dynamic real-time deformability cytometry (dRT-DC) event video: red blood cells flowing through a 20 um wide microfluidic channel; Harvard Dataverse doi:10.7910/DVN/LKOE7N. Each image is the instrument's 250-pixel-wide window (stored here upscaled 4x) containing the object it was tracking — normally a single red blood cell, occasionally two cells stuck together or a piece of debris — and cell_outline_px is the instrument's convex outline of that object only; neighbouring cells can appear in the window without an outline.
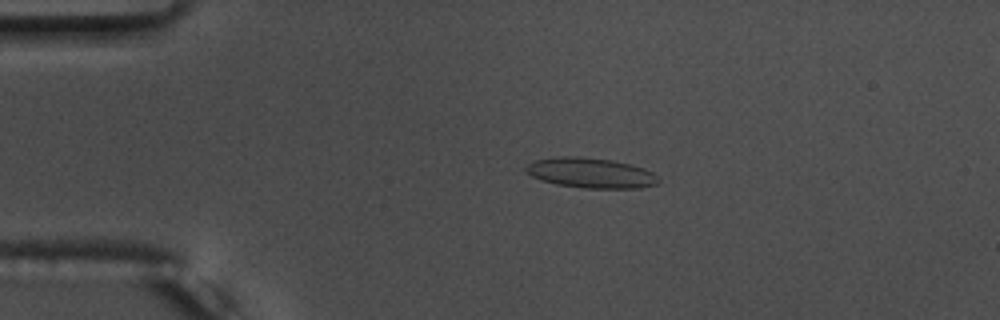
{"species": "common noctule bat (a hibernating species)", "species_latin": "Nyctalus noctula", "temperature_condition": "warm", "stored_images_in_passage": 27, "camera_frame_rate_fps": 3000, "um_per_image_px": 0.085, "animal": {"sex": "male", "body_mass_g": 17.5, "forearm_length_mm": 52.3}, "frame": {"image": 1, "passage_image": 8, "time_ms": 2.333, "image_size_px": [1000, 320], "cell_outline_px": [[660, 180], [656, 184], [640, 188], [584, 188], [556, 184], [540, 180], [524, 172], [524, 168], [528, 164], [536, 160], [556, 156], [580, 156], [612, 160], [644, 168], [652, 172]], "centroid_in_image_um": [50.17, 14.69], "position_along_channel_um": 34.8, "area_um2": 23.35}}